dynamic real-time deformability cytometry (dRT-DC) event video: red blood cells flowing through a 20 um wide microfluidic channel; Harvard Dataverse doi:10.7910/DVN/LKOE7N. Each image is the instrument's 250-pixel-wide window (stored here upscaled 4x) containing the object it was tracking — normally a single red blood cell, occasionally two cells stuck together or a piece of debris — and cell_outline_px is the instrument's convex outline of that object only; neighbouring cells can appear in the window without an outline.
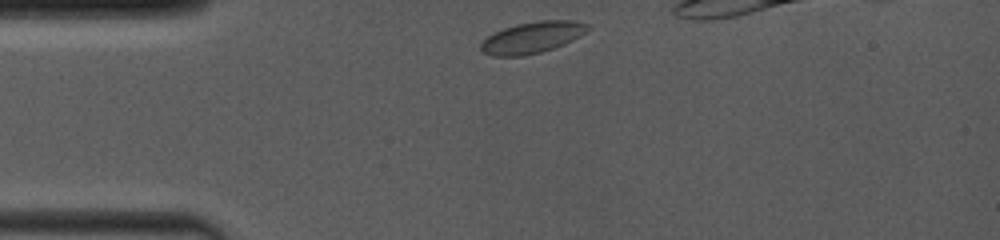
{"species": "common noctule bat (a hibernating species)", "species_latin": "Nyctalus noctula", "temperature_condition": "room temperature", "stored_images_in_passage": 2, "camera_frame_rate_fps": 4000, "um_per_image_px": 0.085, "animal": {"sex": "female", "body_mass_g": 19.0, "forearm_length_mm": 53.3}, "frame": {"image": 1, "passage_image": 1, "time_ms": 0.0, "image_size_px": [1000, 240], "cell_outline_px": [[592, 28], [580, 36], [564, 44], [540, 52], [520, 56], [492, 56], [484, 52], [480, 48], [480, 44], [488, 36], [504, 28], [516, 24], [540, 20], [572, 20], [588, 24]], "centroid_in_image_um": [45.27, 3.17], "position_along_channel_um": 39.7, "area_um2": 19.42}}